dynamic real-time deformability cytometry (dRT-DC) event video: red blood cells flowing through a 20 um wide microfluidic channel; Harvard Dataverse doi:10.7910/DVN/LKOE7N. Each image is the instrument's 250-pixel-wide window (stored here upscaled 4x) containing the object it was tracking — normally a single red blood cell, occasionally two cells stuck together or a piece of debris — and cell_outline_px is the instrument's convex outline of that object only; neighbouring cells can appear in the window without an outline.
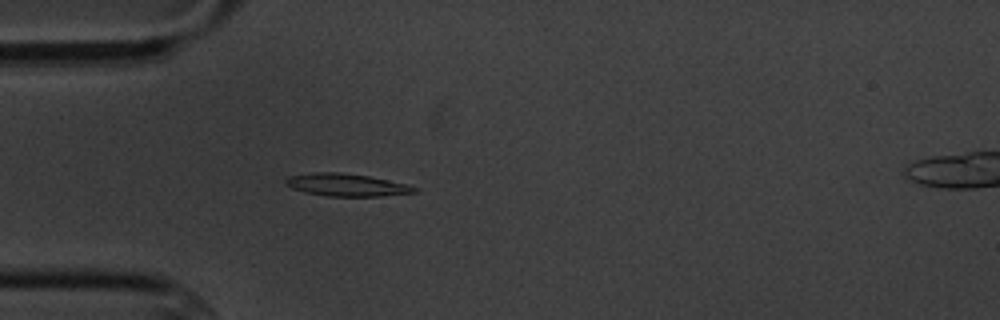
{"species": "common noctule bat (a hibernating species)", "species_latin": "Nyctalus noctula", "temperature_condition": "cold", "stored_images_in_passage": 6, "camera_frame_rate_fps": 3000, "um_per_image_px": 0.085, "animal": {"sex": "male", "body_mass_g": 20.1, "forearm_length_mm": 53.5}, "frame": {"image": 1, "passage_image": 5, "time_ms": 5.333, "image_size_px": [1000, 320], "cell_outline_px": [[416, 192], [380, 196], [328, 196], [304, 192], [292, 188], [284, 184], [284, 180], [288, 176], [312, 172], [340, 172], [368, 176], [408, 184], [416, 188]], "centroid_in_image_um": [29.39, 15.71], "position_along_channel_um": 55.6, "area_um2": 16.88}}